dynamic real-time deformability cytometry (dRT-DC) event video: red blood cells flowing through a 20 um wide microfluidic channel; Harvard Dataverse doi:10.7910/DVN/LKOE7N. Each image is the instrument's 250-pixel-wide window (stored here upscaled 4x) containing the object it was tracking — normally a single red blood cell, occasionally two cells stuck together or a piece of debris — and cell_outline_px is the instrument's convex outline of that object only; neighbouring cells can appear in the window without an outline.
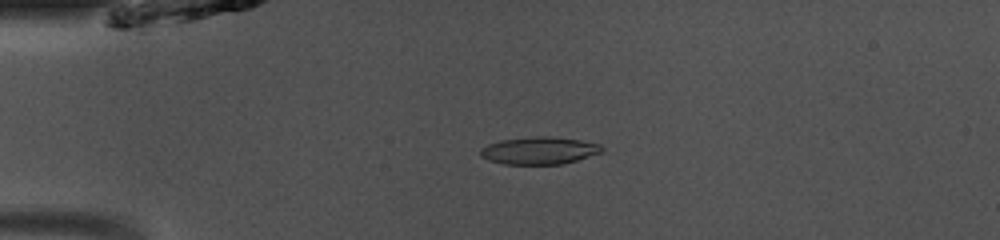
{"species": "common noctule bat (a hibernating species)", "species_latin": "Nyctalus noctula", "temperature_condition": "room temperature", "stored_images_in_passage": 46, "camera_frame_rate_fps": 3000, "um_per_image_px": 0.085, "animal": {"sex": "male", "body_mass_g": 13.0, "forearm_length_mm": 53.1}, "frame": {"image": 1, "passage_image": 9, "time_ms": 2.667, "image_size_px": [1000, 240], "cell_outline_px": [[604, 152], [576, 160], [560, 164], [504, 164], [488, 160], [480, 156], [480, 148], [488, 144], [500, 140], [532, 136], [548, 136], [580, 140], [600, 144], [604, 148]], "centroid_in_image_um": [45.83, 12.79], "position_along_channel_um": 39.2, "area_um2": 19.48}}
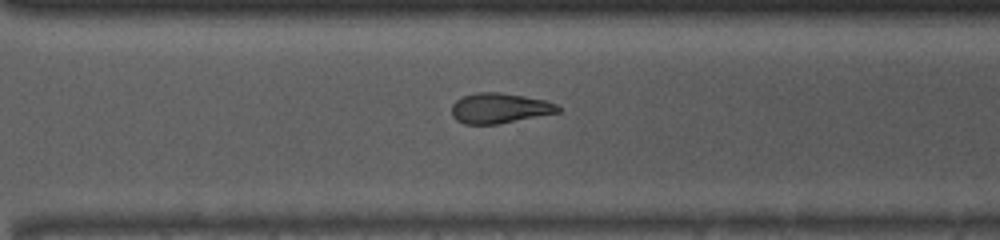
{"frame": {"image": 2, "passage_image": 32, "time_ms": 10.333, "image_size_px": [1000, 240], "cell_outline_px": [[560, 112], [500, 124], [464, 124], [456, 120], [452, 116], [452, 104], [456, 100], [464, 96], [476, 92], [500, 92], [544, 100], [556, 104], [560, 108]], "centroid_in_image_um": [42.44, 9.2], "position_along_channel_um": 328.2, "area_um2": 18.73}}
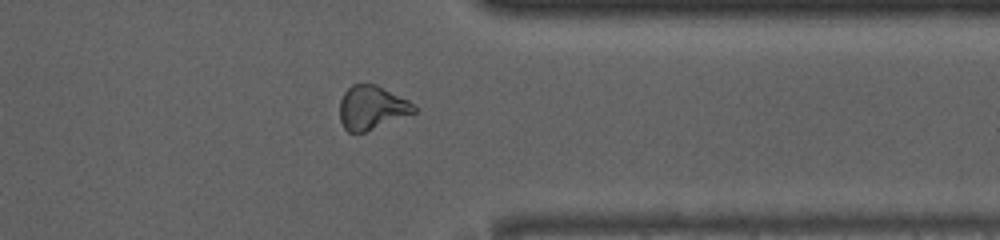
{"frame": {"image": 3, "passage_image": 36, "time_ms": 11.667, "image_size_px": [1000, 240], "cell_outline_px": [[416, 112], [364, 132], [348, 132], [344, 128], [340, 120], [340, 100], [344, 92], [352, 84], [376, 84], [408, 100], [416, 108]], "centroid_in_image_um": [31.57, 9.14], "position_along_channel_um": 379.8, "area_um2": 18.73}, "authors_computed_cell_mechanics": {"area_um2": 19.2763, "velocity_mm_per_s": 4.1297, "shape_relaxation_time_tau1_ms": 7.8675, "shape_relaxation_time_tau2_ms": 5.7059, "deformation_change_tau1": 0.2263, "deformation_change_tau2": 0.1239}}